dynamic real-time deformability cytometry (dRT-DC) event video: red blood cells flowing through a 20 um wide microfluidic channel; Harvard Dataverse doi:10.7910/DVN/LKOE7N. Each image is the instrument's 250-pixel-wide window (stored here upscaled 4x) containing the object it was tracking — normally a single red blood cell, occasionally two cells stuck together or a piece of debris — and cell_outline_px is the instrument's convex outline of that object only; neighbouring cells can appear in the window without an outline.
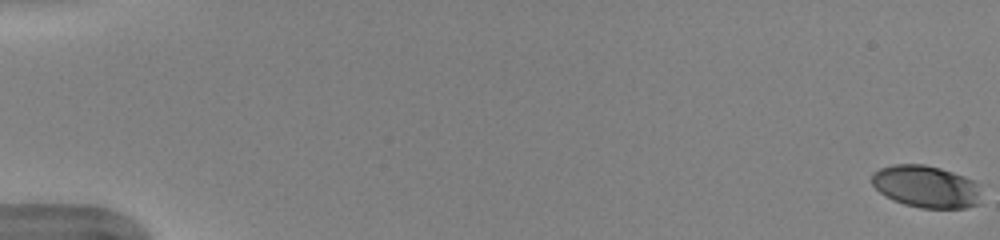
{"species": "human", "species_latin": "Homo sapiens", "temperature_condition": "warm", "stored_images_in_passage": 52, "camera_frame_rate_fps": 3000, "um_per_image_px": 0.085, "donor": {"sex": "female"}, "frame": {"image": 1, "passage_image": 1, "time_ms": 0.0, "image_size_px": [1000, 240], "cell_outline_px": [[980, 204], [964, 208], [920, 208], [904, 204], [892, 200], [884, 196], [872, 184], [872, 172], [880, 168], [896, 164], [924, 164], [940, 168], [964, 176], [972, 180], [976, 184]], "centroid_in_image_um": [78.67, 15.86], "position_along_channel_um": 6.3, "area_um2": 26.82}}
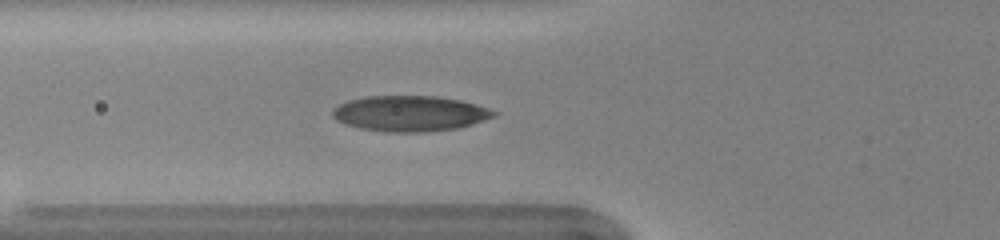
{"frame": {"image": 2, "passage_image": 21, "time_ms": 6.667, "image_size_px": [1000, 240], "cell_outline_px": [[500, 112], [496, 116], [472, 124], [456, 128], [424, 132], [384, 132], [360, 128], [336, 120], [332, 116], [332, 108], [348, 100], [368, 96], [436, 96], [460, 100], [476, 104]], "centroid_in_image_um": [34.85, 9.64], "position_along_channel_um": 90.9, "area_um2": 33.47}}
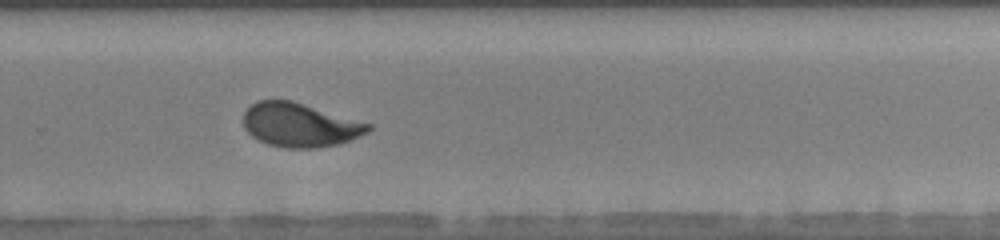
{"frame": {"image": 3, "passage_image": 37, "time_ms": 12.0, "image_size_px": [1000, 240], "cell_outline_px": [[372, 128], [368, 132], [348, 140], [336, 144], [320, 148], [284, 148], [268, 144], [256, 140], [244, 128], [244, 112], [256, 100], [292, 100], [372, 124]], "centroid_in_image_um": [25.47, 10.62], "position_along_channel_um": 304.3, "area_um2": 31.96}, "authors_computed_cell_mechanics": {"area_um2": 31.2987, "velocity_mm_per_s": 4.0002, "shape_relaxation_time_tau1_ms": 4.3495, "shape_relaxation_time_tau2_ms": 0.8508, "deformation_change_tau1": 0.1724, "deformation_change_tau2": 0.0724}}